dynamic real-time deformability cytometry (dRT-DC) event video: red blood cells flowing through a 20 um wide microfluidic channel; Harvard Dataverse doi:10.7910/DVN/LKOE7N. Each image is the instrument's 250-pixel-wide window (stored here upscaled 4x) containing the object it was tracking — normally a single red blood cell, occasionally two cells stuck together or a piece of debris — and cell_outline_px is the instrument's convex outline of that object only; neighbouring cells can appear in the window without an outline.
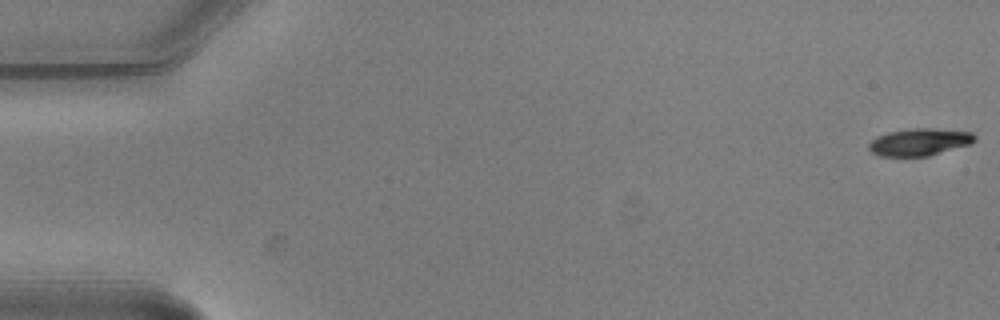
{"species": "common noctule bat (a hibernating species)", "species_latin": "Nyctalus noctula", "temperature_condition": "warm", "stored_images_in_passage": 5, "camera_frame_rate_fps": 3000, "um_per_image_px": 0.085, "animal": {"sex": "male", "body_mass_g": 20.5, "forearm_length_mm": 52.5}, "frame": {"image": 1, "passage_image": 1, "time_ms": 0.0, "image_size_px": [1000, 320], "cell_outline_px": [[976, 140], [972, 144], [928, 156], [880, 156], [872, 152], [868, 148], [868, 144], [876, 136], [888, 132], [912, 128], [932, 128], [972, 132], [976, 136]], "centroid_in_image_um": [78.17, 12.07], "position_along_channel_um": 6.8, "area_um2": 16.94}}
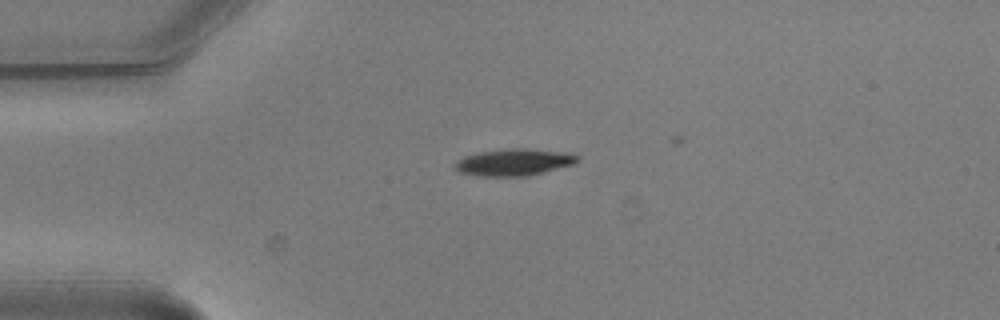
{"frame": {"image": 2, "passage_image": 5, "time_ms": 1.333, "image_size_px": [1000, 320], "cell_outline_px": [[580, 160], [576, 164], [528, 176], [476, 176], [460, 172], [452, 168], [452, 164], [456, 160], [464, 156], [480, 152], [512, 148], [524, 148], [572, 152], [580, 156]], "centroid_in_image_um": [43.72, 13.79], "position_along_channel_um": 41.3, "area_um2": 19.65}}